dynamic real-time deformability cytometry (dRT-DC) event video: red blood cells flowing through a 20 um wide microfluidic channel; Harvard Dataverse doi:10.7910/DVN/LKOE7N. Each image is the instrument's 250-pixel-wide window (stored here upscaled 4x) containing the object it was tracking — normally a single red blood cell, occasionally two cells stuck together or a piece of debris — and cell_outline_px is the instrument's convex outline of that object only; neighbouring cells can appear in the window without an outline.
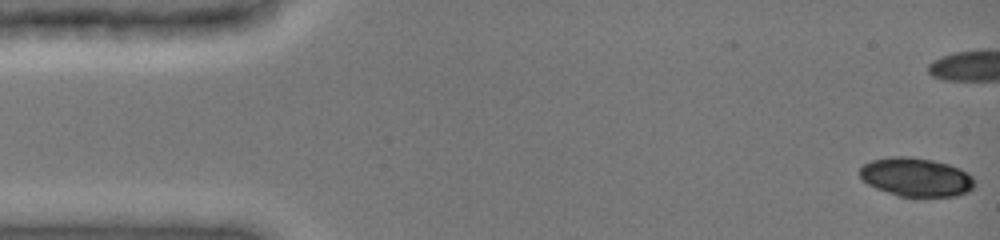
{"species": "common noctule bat (a hibernating species)", "species_latin": "Nyctalus noctula", "temperature_condition": "cold", "stored_images_in_passage": 49, "camera_frame_rate_fps": 3000, "um_per_image_px": 0.085, "animal": {"sex": "female", "body_mass_g": 19.0, "forearm_length_mm": 51.5}, "frame": {"image": 1, "passage_image": 1, "time_ms": 0.0, "image_size_px": [1000, 240], "cell_outline_px": [[972, 188], [968, 192], [956, 196], [900, 196], [876, 188], [868, 184], [860, 176], [860, 168], [864, 164], [872, 160], [892, 156], [908, 156], [932, 160], [948, 164], [972, 176]], "centroid_in_image_um": [77.83, 15.05], "position_along_channel_um": 7.2, "area_um2": 25.43}}
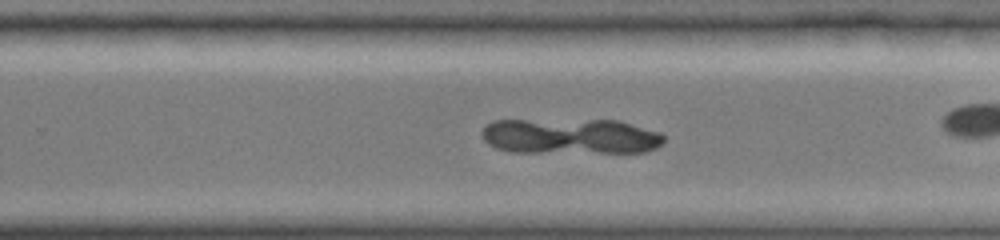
{"frame": {"image": 2, "passage_image": 31, "time_ms": 10.0, "image_size_px": [1000, 240], "cell_outline_px": [[664, 140], [656, 148], [644, 152], [512, 152], [496, 148], [488, 144], [484, 140], [480, 132], [492, 120], [620, 120], [660, 132], [664, 136]], "centroid_in_image_um": [48.48, 11.58], "position_along_channel_um": 281.3, "area_um2": 37.92}}
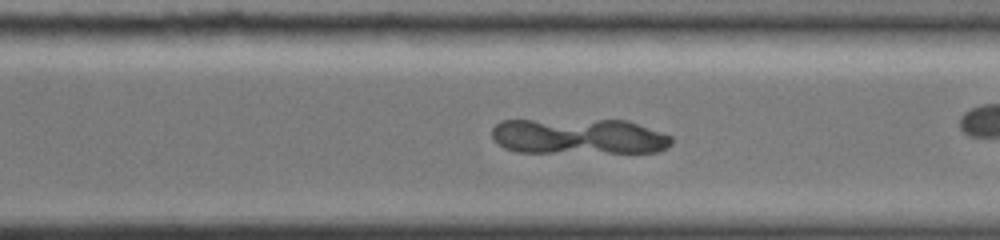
{"frame": {"image": 3, "passage_image": 34, "time_ms": 11.0, "image_size_px": [1000, 240], "cell_outline_px": [[672, 144], [656, 152], [516, 152], [504, 148], [492, 136], [492, 128], [500, 120], [628, 120], [672, 136]], "centroid_in_image_um": [49.19, 11.59], "position_along_channel_um": 321.4, "area_um2": 37.34}}